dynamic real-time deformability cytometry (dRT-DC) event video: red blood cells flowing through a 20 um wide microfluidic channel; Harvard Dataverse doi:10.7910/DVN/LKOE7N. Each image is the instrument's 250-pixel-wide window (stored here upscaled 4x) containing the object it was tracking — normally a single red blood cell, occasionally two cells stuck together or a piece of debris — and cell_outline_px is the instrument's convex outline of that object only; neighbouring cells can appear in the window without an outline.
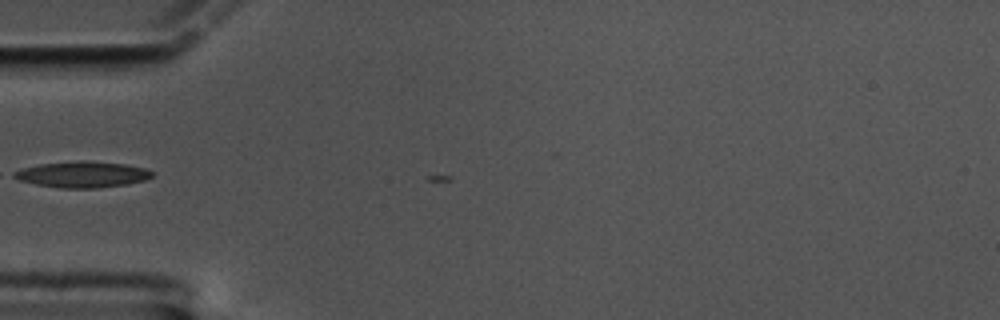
{"species": "common noctule bat (a hibernating species)", "species_latin": "Nyctalus noctula", "temperature_condition": "cold", "stored_images_in_passage": 3, "camera_frame_rate_fps": 3000, "um_per_image_px": 0.085, "animal": {"sex": "male", "body_mass_g": 17.5, "forearm_length_mm": 52.3}, "frame": {"image": 1, "passage_image": 2, "time_ms": 0.333, "image_size_px": [1000, 320], "cell_outline_px": [[152, 176], [144, 180], [128, 184], [96, 188], [60, 188], [36, 184], [20, 180], [12, 176], [12, 172], [24, 168], [40, 164], [76, 160], [80, 160], [124, 164], [144, 168], [152, 172]], "centroid_in_image_um": [6.98, 14.83], "position_along_channel_um": 78.0, "area_um2": 20.81}}